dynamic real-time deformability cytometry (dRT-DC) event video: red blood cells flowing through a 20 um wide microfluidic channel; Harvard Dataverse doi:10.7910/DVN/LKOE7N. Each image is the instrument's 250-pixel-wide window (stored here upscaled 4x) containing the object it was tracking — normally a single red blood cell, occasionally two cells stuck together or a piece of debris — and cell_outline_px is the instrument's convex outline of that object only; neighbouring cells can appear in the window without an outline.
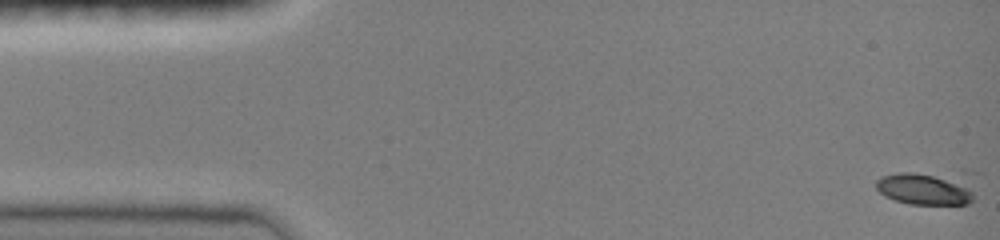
{"species": "common noctule bat (a hibernating species)", "species_latin": "Nyctalus noctula", "temperature_condition": "room temperature", "stored_images_in_passage": 31, "camera_frame_rate_fps": 3000, "um_per_image_px": 0.085, "animal": {"sex": "female", "body_mass_g": 19.0, "forearm_length_mm": 51.5}, "frame": {"image": 1, "passage_image": 1, "time_ms": 0.0, "image_size_px": [1000, 240], "cell_outline_px": [[972, 200], [968, 204], [908, 204], [884, 196], [876, 188], [876, 180], [880, 176], [900, 172], [912, 172], [932, 176], [944, 180], [964, 188], [972, 192]], "centroid_in_image_um": [78.34, 16.11], "position_along_channel_um": 6.7, "area_um2": 16.7}}
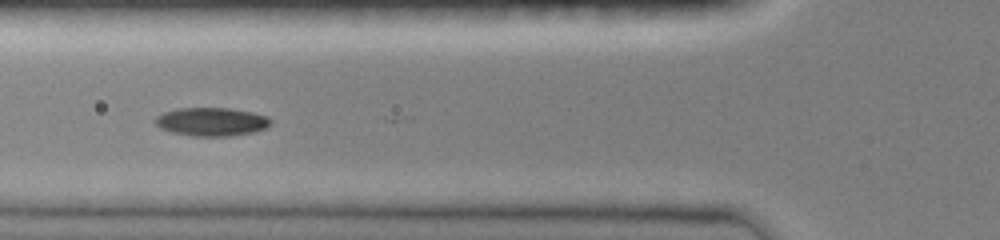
{"frame": {"image": 2, "passage_image": 18, "time_ms": 5.667, "image_size_px": [1000, 240], "cell_outline_px": [[272, 124], [264, 128], [252, 132], [228, 136], [196, 136], [172, 132], [160, 128], [152, 120], [156, 116], [164, 112], [176, 108], [228, 108], [252, 112], [268, 116], [272, 120]], "centroid_in_image_um": [17.96, 10.34], "position_along_channel_um": 107.8, "area_um2": 19.13}}
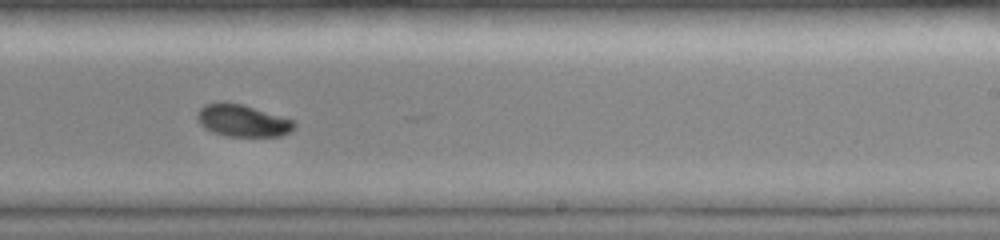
{"frame": {"image": 3, "passage_image": 30, "time_ms": 9.667, "image_size_px": [1000, 240], "cell_outline_px": [[296, 128], [280, 136], [228, 136], [212, 132], [204, 128], [200, 124], [196, 116], [196, 112], [204, 104], [240, 104], [292, 120], [296, 124]], "centroid_in_image_um": [20.59, 10.29], "position_along_channel_um": 268.4, "area_um2": 17.57}}